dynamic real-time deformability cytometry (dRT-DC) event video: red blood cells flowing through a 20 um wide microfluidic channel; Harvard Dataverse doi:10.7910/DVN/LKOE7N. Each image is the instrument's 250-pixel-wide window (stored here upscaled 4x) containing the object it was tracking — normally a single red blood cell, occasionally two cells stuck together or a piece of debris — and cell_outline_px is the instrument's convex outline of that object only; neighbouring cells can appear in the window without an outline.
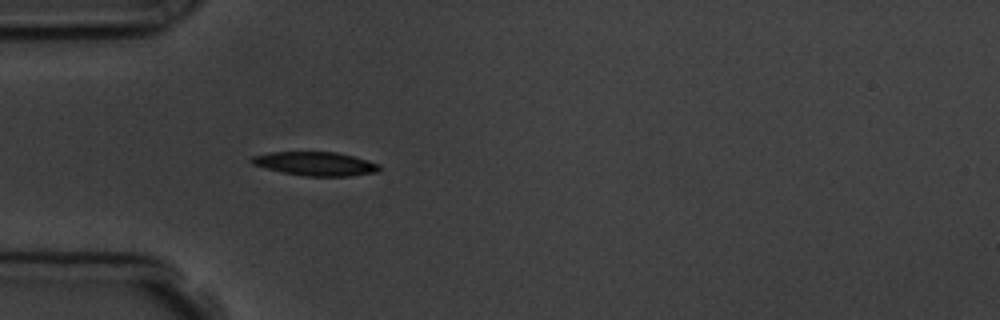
{"species": "common noctule bat (a hibernating species)", "species_latin": "Nyctalus noctula", "temperature_condition": "room temperature", "stored_images_in_passage": 3, "camera_frame_rate_fps": 3000, "um_per_image_px": 0.085, "animal": {"sex": "male", "body_mass_g": 19.5, "forearm_length_mm": 54.6}, "frame": {"image": 1, "passage_image": 3, "time_ms": 3.0, "image_size_px": [1000, 320], "cell_outline_px": [[380, 168], [376, 172], [348, 176], [304, 176], [284, 172], [252, 164], [248, 160], [252, 156], [268, 152], [336, 152], [352, 156], [380, 164]], "centroid_in_image_um": [26.78, 13.91], "position_along_channel_um": 58.2, "area_um2": 17.51}}